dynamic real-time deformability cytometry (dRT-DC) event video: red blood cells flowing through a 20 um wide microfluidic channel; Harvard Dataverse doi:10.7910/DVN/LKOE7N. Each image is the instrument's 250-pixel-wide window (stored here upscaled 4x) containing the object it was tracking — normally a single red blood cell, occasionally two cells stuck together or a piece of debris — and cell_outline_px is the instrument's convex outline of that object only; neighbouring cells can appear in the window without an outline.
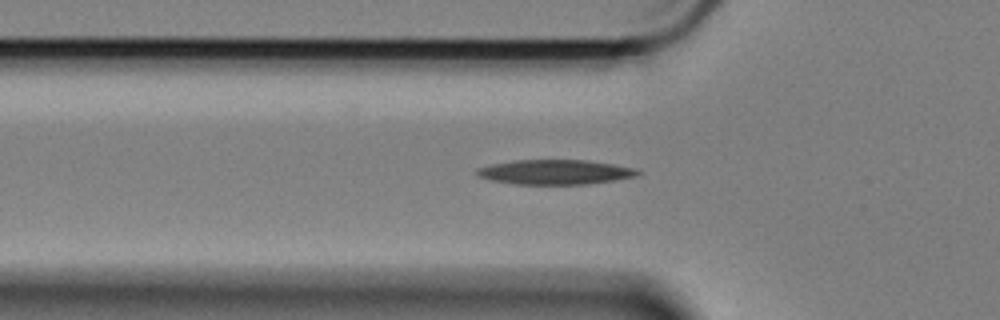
{"species": "Egyptian fruit bat (a non-hibernating species)", "species_latin": "Rousettus aegyptiacus", "temperature_condition": "cold", "stored_images_in_passage": 54, "camera_frame_rate_fps": 3000, "um_per_image_px": 0.085, "animal": {"sex": "female"}, "frame": {"image": 1, "passage_image": 18, "time_ms": 5.667, "image_size_px": [1000, 320], "cell_outline_px": [[640, 172], [636, 176], [616, 180], [588, 184], [512, 184], [488, 180], [476, 176], [472, 172], [476, 168], [492, 164], [512, 160], [588, 160], [612, 164], [632, 168]], "centroid_in_image_um": [47.07, 14.63], "position_along_channel_um": 78.7, "area_um2": 23.35}}
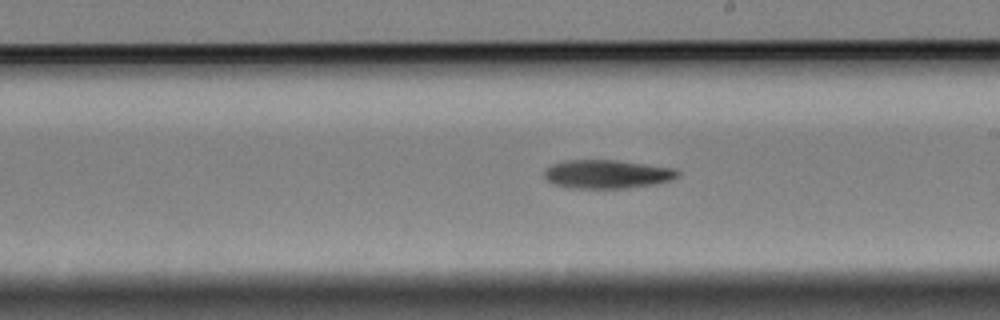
{"frame": {"image": 2, "passage_image": 32, "time_ms": 10.333, "image_size_px": [1000, 320], "cell_outline_px": [[680, 176], [672, 180], [656, 184], [624, 188], [568, 188], [556, 184], [548, 180], [544, 176], [544, 172], [552, 164], [564, 160], [616, 160], [676, 168], [680, 172]], "centroid_in_image_um": [51.65, 14.8], "position_along_channel_um": 237.3, "area_um2": 22.31}}
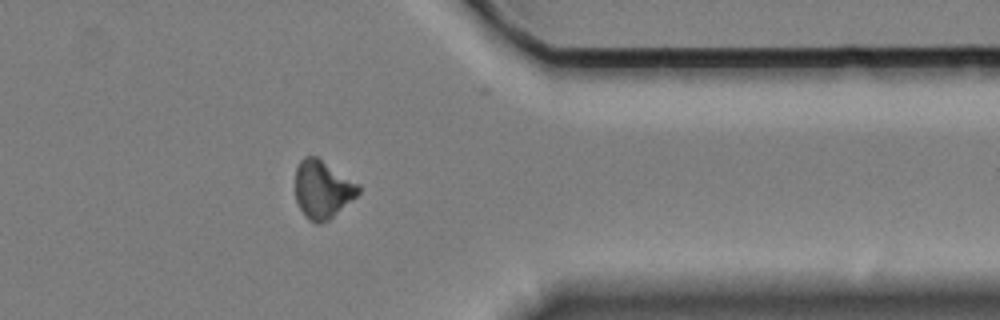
{"frame": {"image": 3, "passage_image": 46, "time_ms": 15.0, "image_size_px": [1000, 320], "cell_outline_px": [[360, 192], [356, 196], [328, 220], [320, 224], [316, 224], [308, 220], [304, 216], [296, 200], [296, 168], [300, 160], [304, 156], [316, 156], [360, 184]], "centroid_in_image_um": [27.41, 16.1], "position_along_channel_um": 384.0, "area_um2": 21.27}}